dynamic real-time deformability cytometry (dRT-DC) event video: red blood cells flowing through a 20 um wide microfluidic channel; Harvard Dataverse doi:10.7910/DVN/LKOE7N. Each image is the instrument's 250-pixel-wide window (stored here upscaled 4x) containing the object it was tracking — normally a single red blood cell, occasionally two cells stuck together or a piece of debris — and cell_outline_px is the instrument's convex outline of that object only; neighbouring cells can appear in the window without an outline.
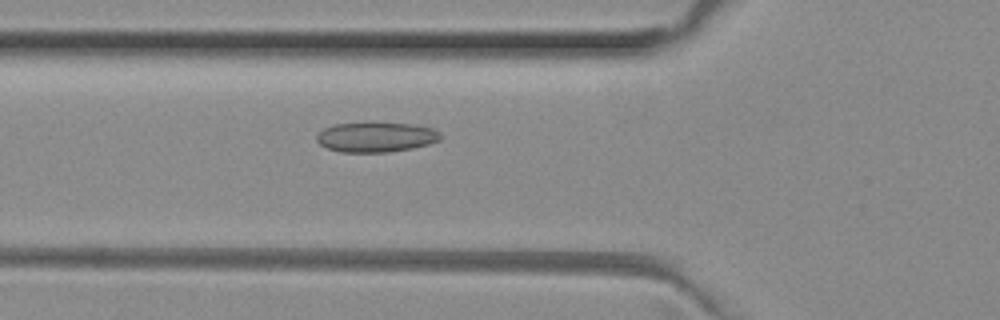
{"species": "common noctule bat (a hibernating species)", "species_latin": "Nyctalus noctula", "temperature_condition": "room temperature", "stored_images_in_passage": 52, "camera_frame_rate_fps": 3000, "um_per_image_px": 0.085, "animal": {"sex": "female", "body_mass_g": 29.2, "forearm_length_mm": 56.3}, "frame": {"image": 1, "passage_image": 19, "time_ms": 6.0, "image_size_px": [1000, 320], "cell_outline_px": [[440, 140], [428, 144], [412, 148], [388, 152], [340, 152], [328, 148], [320, 144], [316, 140], [316, 136], [324, 128], [332, 124], [364, 120], [372, 120], [412, 124], [432, 128], [440, 132]], "centroid_in_image_um": [31.93, 11.6], "position_along_channel_um": 93.9, "area_um2": 22.43}}
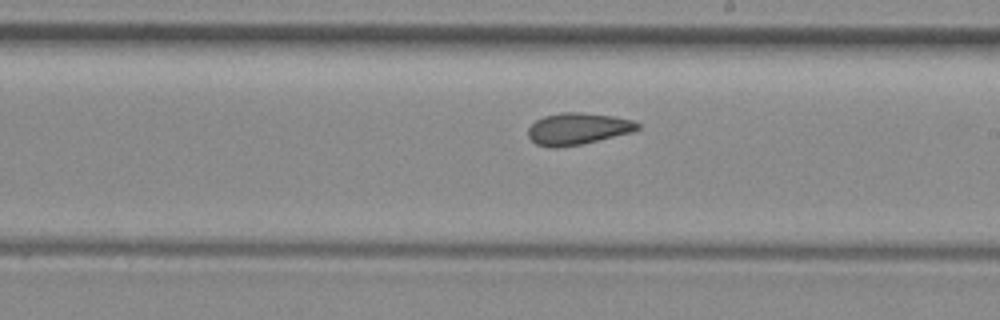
{"frame": {"image": 2, "passage_image": 30, "time_ms": 9.667, "image_size_px": [1000, 320], "cell_outline_px": [[640, 128], [632, 132], [580, 144], [556, 148], [552, 148], [536, 144], [528, 136], [528, 128], [536, 120], [544, 116], [564, 112], [580, 112], [616, 116], [632, 120], [640, 124]], "centroid_in_image_um": [49.11, 10.94], "position_along_channel_um": 239.9, "area_um2": 20.17}}
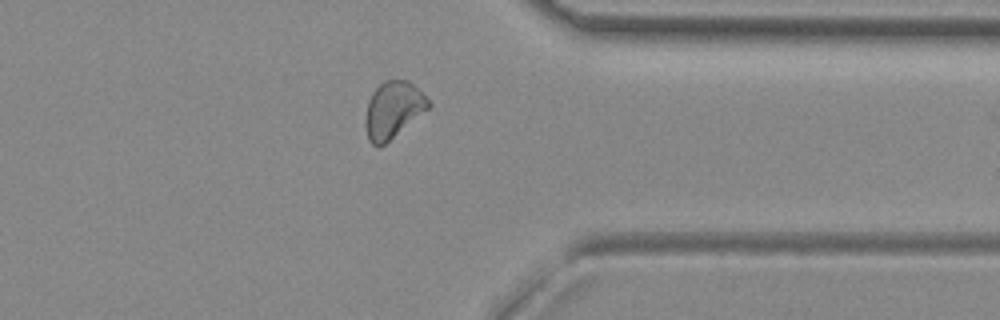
{"frame": {"image": 3, "passage_image": 41, "time_ms": 13.333, "image_size_px": [1000, 320], "cell_outline_px": [[432, 104], [428, 108], [384, 144], [372, 144], [368, 140], [368, 100], [372, 92], [384, 80], [408, 80]], "centroid_in_image_um": [33.43, 9.28], "position_along_channel_um": 378.0, "area_um2": 19.65}, "authors_computed_cell_mechanics": {"area_um2": 20.9525, "velocity_mm_per_s": 3.9921, "shape_relaxation_time_tau1_ms": null, "shape_relaxation_time_tau2_ms": 2.0696, "deformation_change_tau1": null, "deformation_change_tau2": 0.0788}}